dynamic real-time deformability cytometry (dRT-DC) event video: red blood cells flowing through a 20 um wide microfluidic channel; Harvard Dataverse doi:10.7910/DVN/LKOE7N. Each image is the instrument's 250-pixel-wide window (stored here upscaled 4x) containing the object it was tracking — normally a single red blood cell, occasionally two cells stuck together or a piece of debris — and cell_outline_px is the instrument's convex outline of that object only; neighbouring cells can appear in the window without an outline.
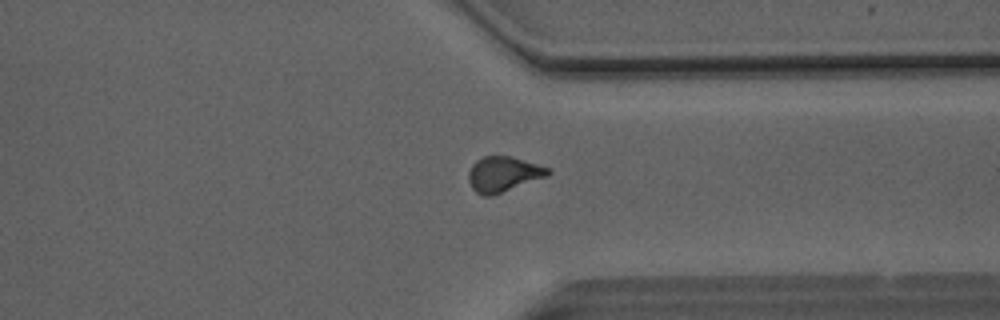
{"species": "Egyptian fruit bat (a non-hibernating species)", "species_latin": "Rousettus aegyptiacus", "temperature_condition": "room temperature", "stored_images_in_passage": 36, "camera_frame_rate_fps": 3000, "um_per_image_px": 0.085, "animal": {"sex": "male"}, "frame": {"image": 1, "passage_image": 24, "time_ms": 7.667, "image_size_px": [1000, 320], "cell_outline_px": [[552, 172], [548, 176], [492, 196], [484, 196], [476, 192], [472, 188], [468, 180], [468, 172], [472, 164], [476, 160], [484, 156], [512, 156], [548, 168]], "centroid_in_image_um": [42.76, 14.81], "position_along_channel_um": 368.6, "area_um2": 16.36}}
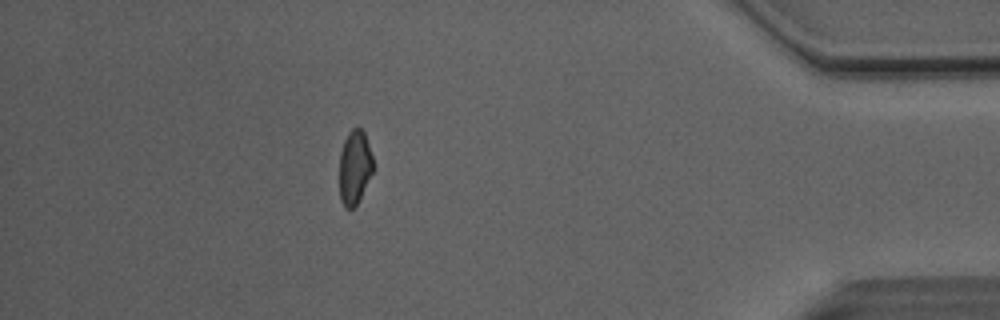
{"frame": {"image": 2, "passage_image": 30, "time_ms": 9.667, "image_size_px": [1000, 320], "cell_outline_px": [[372, 172], [356, 204], [352, 208], [344, 208], [340, 200], [340, 152], [344, 140], [348, 132], [352, 128], [360, 128], [364, 132], [372, 156]], "centroid_in_image_um": [30.12, 14.2], "position_along_channel_um": 405.1, "area_um2": 14.22}, "authors_computed_cell_mechanics": {"area_um2": 15.8661, "velocity_mm_per_s": 4.1231, "shape_relaxation_time_tau1_ms": 4.6526, "shape_relaxation_time_tau2_ms": 1.3471, "deformation_change_tau1": 0.1155, "deformation_change_tau2": 0.0831}}